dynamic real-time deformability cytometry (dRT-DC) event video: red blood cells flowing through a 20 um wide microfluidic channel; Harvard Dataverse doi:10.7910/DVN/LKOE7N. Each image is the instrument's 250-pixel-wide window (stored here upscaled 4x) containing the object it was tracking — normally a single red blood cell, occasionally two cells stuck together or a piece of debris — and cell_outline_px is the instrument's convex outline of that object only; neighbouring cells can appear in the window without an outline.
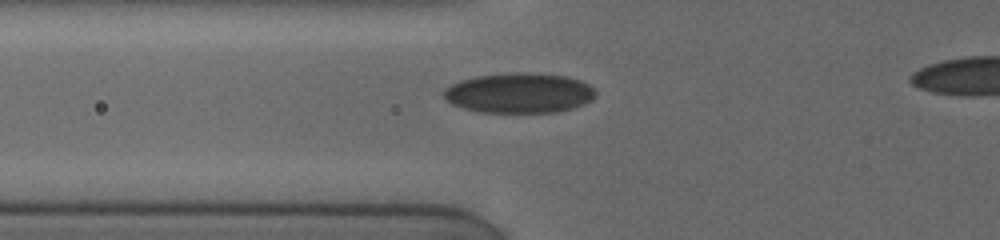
{"species": "human", "species_latin": "Homo sapiens", "temperature_condition": "cold", "stored_images_in_passage": 11, "camera_frame_rate_fps": 3000, "um_per_image_px": 0.085, "donor": {"sex": "female"}, "frame": {"image": 1, "passage_image": 2, "time_ms": 0.333, "image_size_px": [1000, 240], "cell_outline_px": [[596, 96], [592, 100], [584, 104], [572, 108], [556, 112], [476, 112], [452, 104], [444, 100], [444, 88], [460, 80], [476, 76], [516, 72], [528, 72], [568, 76], [580, 80], [588, 84], [596, 92]], "centroid_in_image_um": [44.13, 7.9], "position_along_channel_um": 81.7, "area_um2": 35.66}}
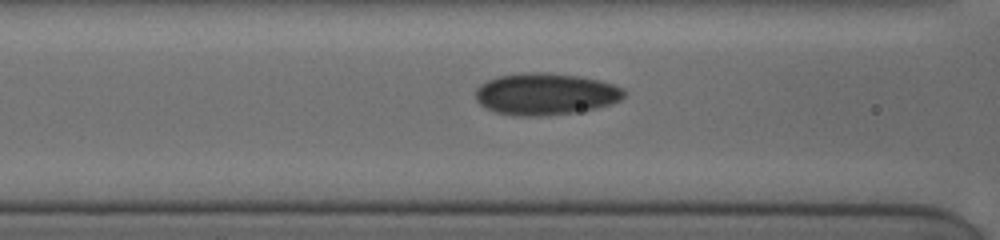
{"frame": {"image": 2, "passage_image": 5, "time_ms": 1.333, "image_size_px": [1000, 240], "cell_outline_px": [[624, 96], [620, 100], [596, 108], [572, 112], [536, 116], [520, 116], [496, 112], [480, 104], [476, 100], [476, 88], [480, 84], [488, 80], [500, 76], [520, 72], [544, 72], [580, 76], [600, 80], [624, 88]], "centroid_in_image_um": [46.36, 7.97], "position_along_channel_um": 120.2, "area_um2": 35.95}}
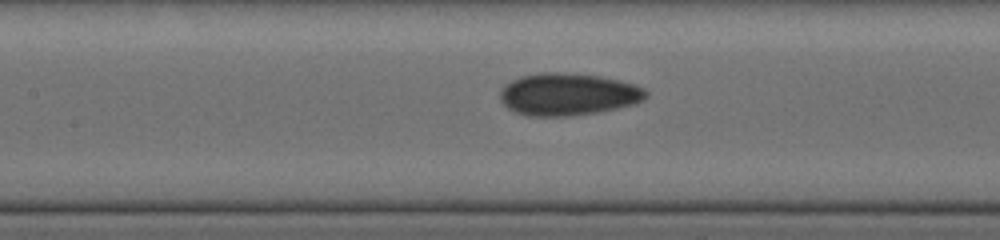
{"frame": {"image": 3, "passage_image": 8, "time_ms": 2.333, "image_size_px": [1000, 240], "cell_outline_px": [[648, 96], [644, 100], [636, 104], [596, 112], [568, 116], [528, 116], [516, 112], [508, 108], [500, 100], [500, 92], [512, 80], [520, 76], [536, 72], [560, 72], [600, 76], [620, 80], [636, 84], [644, 88], [648, 92]], "centroid_in_image_um": [48.32, 8.01], "position_along_channel_um": 159.1, "area_um2": 36.07}}